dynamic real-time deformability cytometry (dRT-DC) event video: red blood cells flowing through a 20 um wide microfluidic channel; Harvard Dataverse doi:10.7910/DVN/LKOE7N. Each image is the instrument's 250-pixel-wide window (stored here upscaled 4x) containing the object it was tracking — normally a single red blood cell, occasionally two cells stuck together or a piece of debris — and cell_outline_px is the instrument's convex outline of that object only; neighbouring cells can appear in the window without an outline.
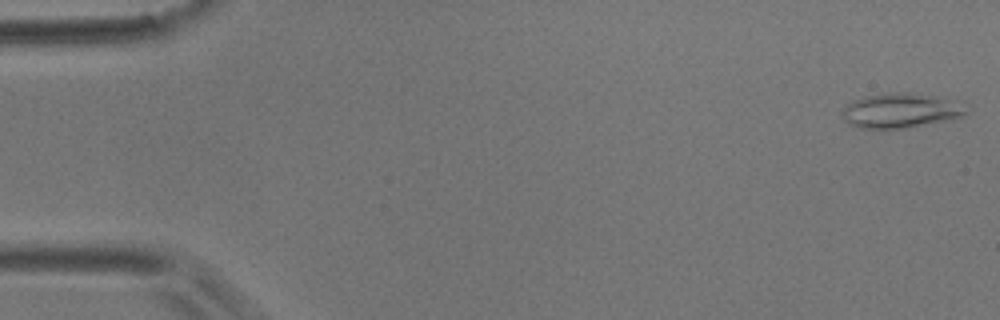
{"species": "common noctule bat (a hibernating species)", "species_latin": "Nyctalus noctula", "temperature_condition": "room temperature", "stored_images_in_passage": 53, "camera_frame_rate_fps": 3000, "um_per_image_px": 0.085, "animal": {"sex": "male", "body_mass_g": 17.9}, "frame": {"image": 1, "passage_image": 1, "time_ms": 0.0, "image_size_px": [1000, 320], "cell_outline_px": [[968, 112], [964, 116], [904, 128], [860, 128], [848, 124], [840, 116], [840, 112], [852, 100], [884, 92], [904, 92], [932, 96], [948, 100]], "centroid_in_image_um": [76.39, 9.4], "position_along_channel_um": 8.6, "area_um2": 24.39}}
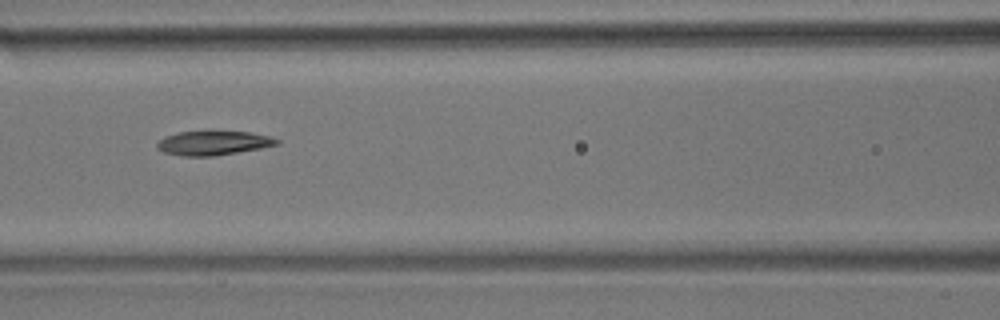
{"frame": {"image": 2, "passage_image": 24, "time_ms": 7.667, "image_size_px": [1000, 320], "cell_outline_px": [[280, 144], [260, 148], [216, 156], [180, 156], [164, 152], [156, 148], [156, 144], [164, 136], [180, 132], [248, 132], [268, 136], [280, 140]], "centroid_in_image_um": [18.11, 12.17], "position_along_channel_um": 148.5, "area_um2": 16.7}}
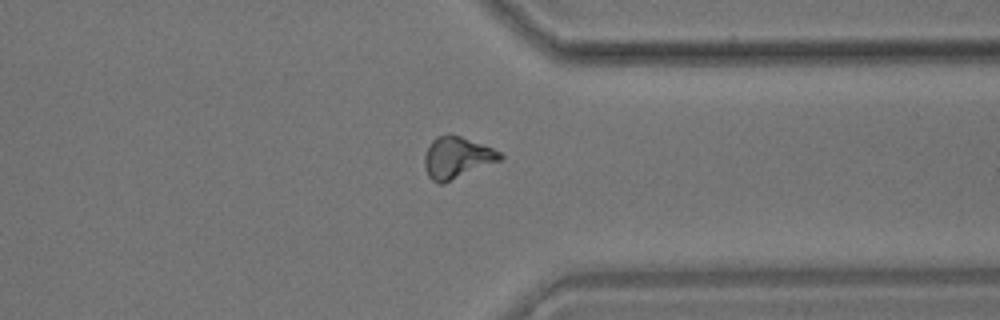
{"frame": {"image": 3, "passage_image": 43, "time_ms": 14.0, "image_size_px": [1000, 320], "cell_outline_px": [[504, 156], [500, 160], [444, 184], [440, 184], [432, 180], [428, 176], [424, 164], [424, 156], [432, 140], [436, 136], [448, 132], [460, 136], [492, 148], [500, 152]], "centroid_in_image_um": [38.81, 13.39], "position_along_channel_um": 372.6, "area_um2": 18.32}}